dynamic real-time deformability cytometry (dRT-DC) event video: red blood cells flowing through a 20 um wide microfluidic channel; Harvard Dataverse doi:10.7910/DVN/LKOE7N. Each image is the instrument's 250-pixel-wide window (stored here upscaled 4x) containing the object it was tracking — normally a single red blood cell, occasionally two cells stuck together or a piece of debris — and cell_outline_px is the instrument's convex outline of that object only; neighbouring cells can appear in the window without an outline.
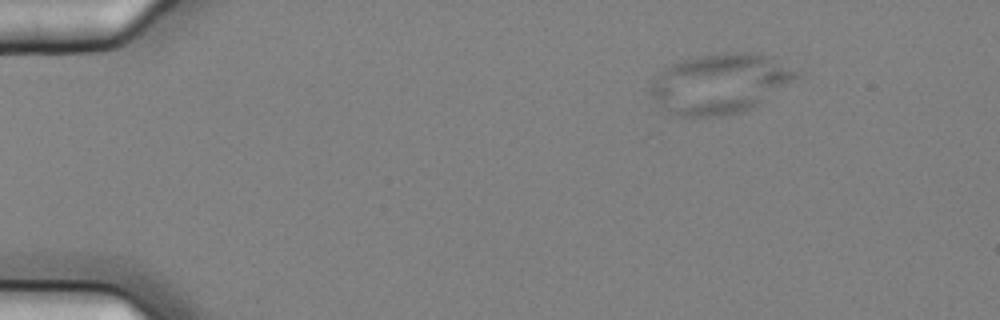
{"species": "common noctule bat (a hibernating species)", "species_latin": "Nyctalus noctula", "temperature_condition": "cold", "stored_images_in_passage": 5, "segment_of_instrument_passage": [1, 2], "camera_frame_rate_fps": 3000, "um_per_image_px": 0.085, "animal": {"sex": "female", "body_mass_g": 25.1}, "frame": {"image": 1, "passage_image": 1, "time_ms": 0.0, "image_size_px": [1000, 320], "cell_outline_px": [[800, 76], [756, 104], [740, 112], [720, 116], [680, 116], [668, 112], [660, 108], [648, 92], [648, 88], [672, 64], [696, 56], [728, 52], [756, 52], [772, 56], [800, 72]], "centroid_in_image_um": [61.2, 7.09], "position_along_channel_um": 23.8, "area_um2": 50.23}}